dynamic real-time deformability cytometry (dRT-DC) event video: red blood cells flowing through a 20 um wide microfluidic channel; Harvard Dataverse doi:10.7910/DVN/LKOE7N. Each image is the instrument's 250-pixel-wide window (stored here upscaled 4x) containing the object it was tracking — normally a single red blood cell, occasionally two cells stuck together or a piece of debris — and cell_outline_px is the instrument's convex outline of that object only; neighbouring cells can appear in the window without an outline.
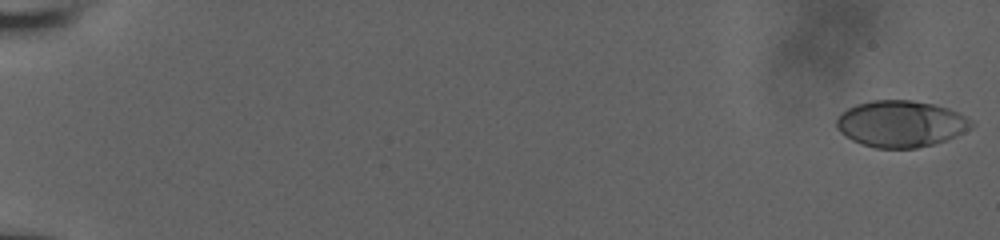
{"species": "human", "species_latin": "Homo sapiens", "temperature_condition": "room temperature", "stored_images_in_passage": 56, "camera_frame_rate_fps": 3000, "um_per_image_px": 0.085, "donor": {"sex": "male"}, "frame": {"image": 1, "passage_image": 1, "time_ms": 0.0, "image_size_px": [1000, 240], "cell_outline_px": [[972, 128], [964, 132], [944, 140], [932, 144], [916, 148], [876, 148], [852, 140], [840, 132], [836, 128], [836, 120], [848, 108], [856, 104], [872, 100], [912, 100], [932, 104], [948, 108], [960, 112], [972, 120]], "centroid_in_image_um": [76.58, 10.51], "position_along_channel_um": 8.4, "area_um2": 36.36}}
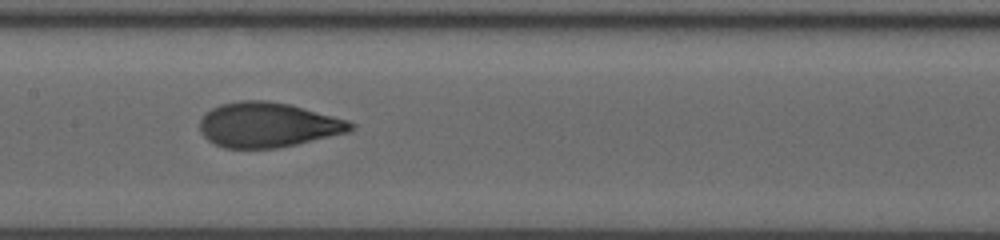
{"frame": {"image": 2, "passage_image": 31, "time_ms": 10.0, "image_size_px": [1000, 240], "cell_outline_px": [[356, 128], [348, 132], [296, 144], [276, 148], [224, 148], [208, 140], [200, 132], [200, 120], [212, 108], [220, 104], [240, 100], [268, 100], [288, 104], [348, 120], [356, 124]], "centroid_in_image_um": [22.77, 10.61], "position_along_channel_um": 184.6, "area_um2": 39.25}}
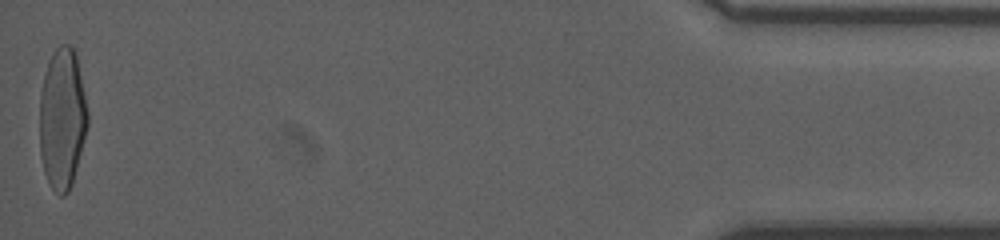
{"frame": {"image": 3, "passage_image": 56, "time_ms": 18.333, "image_size_px": [1000, 240], "cell_outline_px": [[88, 124], [72, 184], [68, 192], [64, 196], [60, 196], [48, 184], [44, 172], [40, 156], [40, 92], [48, 60], [52, 52], [60, 44], [72, 44], [76, 52], [88, 112]], "centroid_in_image_um": [5.28, 10.06], "position_along_channel_um": 429.9, "area_um2": 39.77}, "authors_computed_cell_mechanics": {"area_um2": 38.5237, "velocity_mm_per_s": 3.9461, "shape_relaxation_time_tau1_ms": 5.1788, "shape_relaxation_time_tau2_ms": null, "deformation_change_tau1": 0.2122, "deformation_change_tau2": null}}